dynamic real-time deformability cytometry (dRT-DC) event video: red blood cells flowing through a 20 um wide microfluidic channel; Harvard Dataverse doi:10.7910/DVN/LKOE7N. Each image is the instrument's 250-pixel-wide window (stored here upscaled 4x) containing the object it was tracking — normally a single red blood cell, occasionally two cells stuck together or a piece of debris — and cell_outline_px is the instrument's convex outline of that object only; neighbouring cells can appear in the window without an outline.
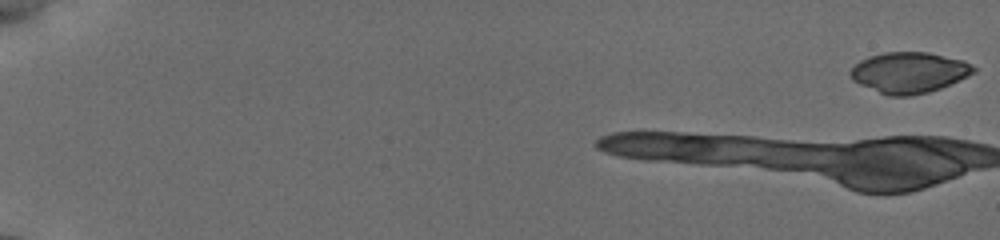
{"species": "common noctule bat (a hibernating species)", "species_latin": "Nyctalus noctula", "temperature_condition": "cold", "stored_images_in_passage": 10, "camera_frame_rate_fps": 3000, "um_per_image_px": 0.085, "animal": {"sex": "female", "body_mass_g": 19.5, "forearm_length_mm": 54.1}, "frame": {"image": 1, "passage_image": 1, "time_ms": 0.0, "image_size_px": [1000, 240], "cell_outline_px": [[976, 72], [968, 76], [940, 88], [928, 92], [908, 96], [888, 96], [860, 84], [852, 80], [848, 72], [860, 60], [868, 56], [884, 52], [928, 52], [964, 60], [976, 68]], "centroid_in_image_um": [77.27, 6.16], "position_along_channel_um": 7.7, "area_um2": 29.3}}